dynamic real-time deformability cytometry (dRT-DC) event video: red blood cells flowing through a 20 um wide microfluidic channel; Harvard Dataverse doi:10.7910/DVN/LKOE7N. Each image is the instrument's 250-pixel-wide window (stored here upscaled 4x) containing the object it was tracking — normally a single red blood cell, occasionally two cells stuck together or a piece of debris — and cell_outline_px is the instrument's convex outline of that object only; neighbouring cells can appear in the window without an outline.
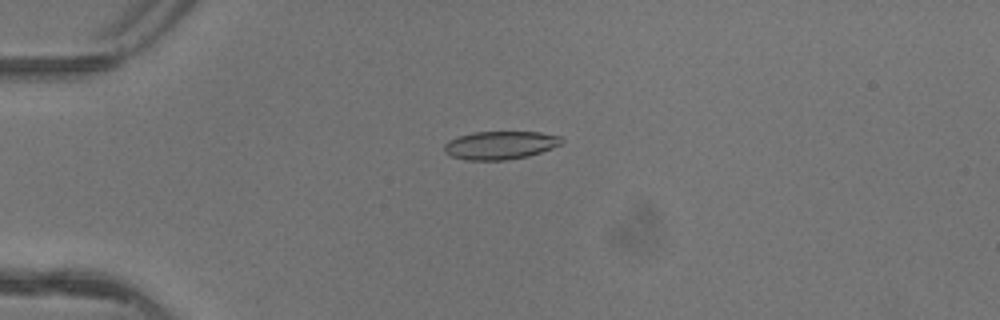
{"species": "common noctule bat (a hibernating species)", "species_latin": "Nyctalus noctula", "temperature_condition": "warm", "stored_images_in_passage": 4, "camera_frame_rate_fps": 3000, "um_per_image_px": 0.085, "animal": {"sex": "female"}, "frame": {"image": 1, "passage_image": 2, "time_ms": 0.333, "image_size_px": [1000, 320], "cell_outline_px": [[564, 140], [560, 144], [552, 148], [528, 156], [504, 160], [468, 160], [452, 156], [444, 152], [444, 144], [448, 140], [472, 132], [540, 132], [560, 136]], "centroid_in_image_um": [42.51, 12.34], "position_along_channel_um": 42.5, "area_um2": 19.19}}
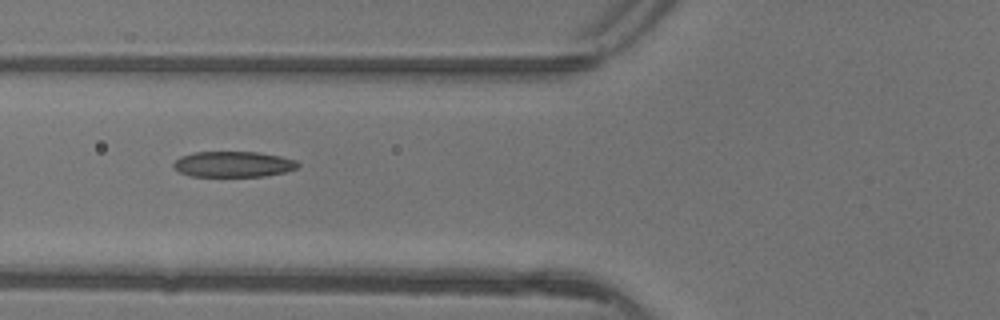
{"frame": {"image": 2, "passage_image": 4, "time_ms": 1.0, "image_size_px": [1000, 320], "cell_outline_px": [[300, 164], [296, 168], [284, 172], [264, 176], [188, 176], [180, 172], [172, 164], [180, 156], [196, 152], [256, 152], [280, 156], [296, 160]], "centroid_in_image_um": [19.82, 13.96], "position_along_channel_um": 106.0, "area_um2": 18.5}}